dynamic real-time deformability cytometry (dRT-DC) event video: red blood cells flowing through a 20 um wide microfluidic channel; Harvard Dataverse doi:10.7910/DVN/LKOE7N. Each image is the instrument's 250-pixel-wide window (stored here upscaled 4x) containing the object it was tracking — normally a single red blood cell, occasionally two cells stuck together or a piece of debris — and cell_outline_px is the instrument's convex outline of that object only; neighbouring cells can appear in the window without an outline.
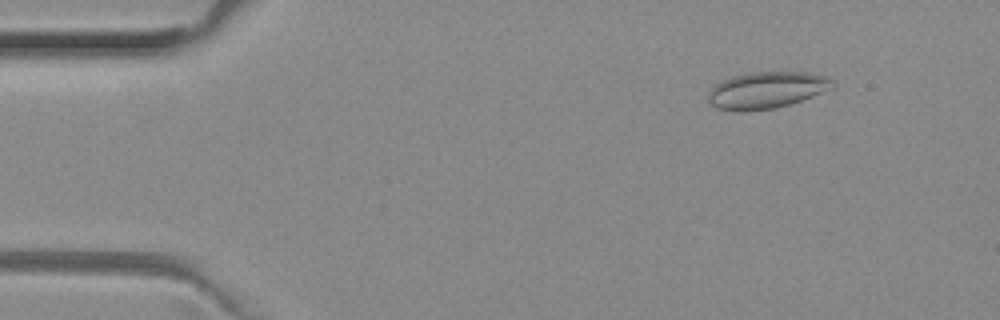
{"species": "common noctule bat (a hibernating species)", "species_latin": "Nyctalus noctula", "temperature_condition": "room temperature", "stored_images_in_passage": 19, "camera_frame_rate_fps": 3000, "um_per_image_px": 0.085, "animal": {"sex": "female", "body_mass_g": 29.2, "forearm_length_mm": 56.3}, "frame": {"image": 1, "passage_image": 6, "time_ms": 1.667, "image_size_px": [1000, 320], "cell_outline_px": [[836, 84], [832, 88], [800, 100], [776, 108], [744, 112], [736, 112], [716, 108], [708, 100], [708, 92], [720, 80], [732, 76], [752, 72], [812, 72], [828, 76]], "centroid_in_image_um": [65.14, 7.66], "position_along_channel_um": 19.9, "area_um2": 26.76}}
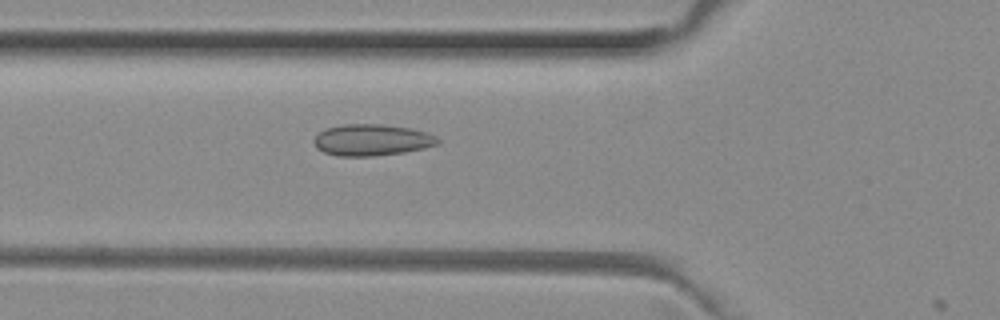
{"frame": {"image": 2, "passage_image": 18, "time_ms": 5.667, "image_size_px": [1000, 320], "cell_outline_px": [[440, 144], [424, 148], [404, 152], [372, 156], [336, 156], [324, 152], [316, 148], [312, 140], [320, 132], [328, 128], [344, 124], [380, 124], [412, 128], [428, 132], [436, 136], [440, 140]], "centroid_in_image_um": [31.63, 11.9], "position_along_channel_um": 94.2, "area_um2": 22.83}}